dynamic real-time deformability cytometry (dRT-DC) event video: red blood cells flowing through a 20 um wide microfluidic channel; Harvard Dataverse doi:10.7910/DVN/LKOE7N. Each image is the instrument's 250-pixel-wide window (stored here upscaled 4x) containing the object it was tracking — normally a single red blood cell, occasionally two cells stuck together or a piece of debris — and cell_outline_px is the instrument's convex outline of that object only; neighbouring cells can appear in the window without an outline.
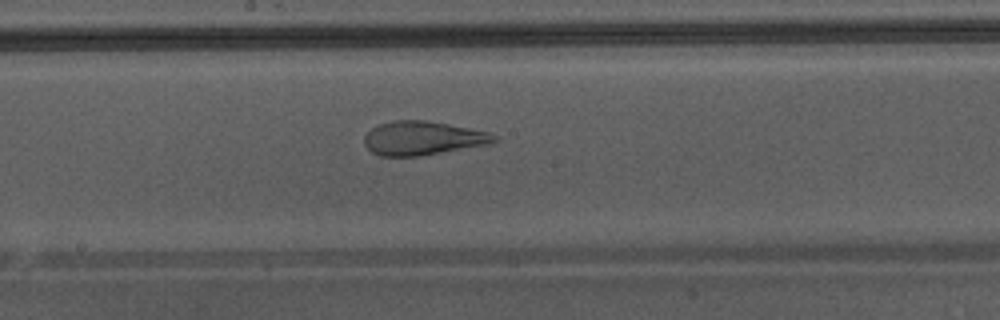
{"species": "Egyptian fruit bat (a non-hibernating species)", "species_latin": "Rousettus aegyptiacus", "temperature_condition": "warm", "stored_images_in_passage": 28, "camera_frame_rate_fps": 3000, "um_per_image_px": 0.085, "animal": {"sex": "male"}, "frame": {"image": 1, "passage_image": 13, "time_ms": 4.0, "image_size_px": [1000, 320], "cell_outline_px": [[500, 140], [484, 144], [420, 156], [380, 156], [372, 152], [364, 144], [364, 136], [372, 128], [380, 124], [396, 120], [428, 120], [488, 132], [496, 136]], "centroid_in_image_um": [35.88, 11.74], "position_along_channel_um": 212.3, "area_um2": 25.2}}
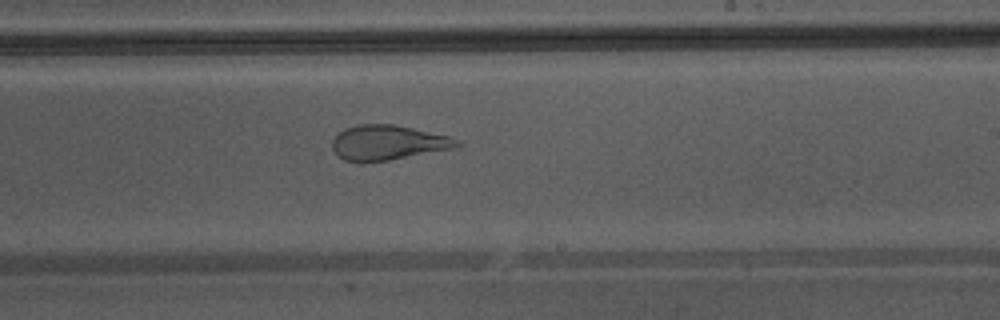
{"frame": {"image": 2, "passage_image": 16, "time_ms": 5.0, "image_size_px": [1000, 320], "cell_outline_px": [[464, 144], [452, 148], [388, 160], [364, 164], [344, 160], [332, 148], [332, 140], [344, 128], [360, 124], [392, 124], [412, 128], [448, 136], [460, 140]], "centroid_in_image_um": [32.94, 12.13], "position_along_channel_um": 256.1, "area_um2": 25.26}, "authors_computed_cell_mechanics": {"area_um2": 26.8481, "velocity_mm_per_s": 4.3857, "shape_relaxation_time_tau1_ms": null, "shape_relaxation_time_tau2_ms": 1.0018, "deformation_change_tau1": null, "deformation_change_tau2": 0.0884}}